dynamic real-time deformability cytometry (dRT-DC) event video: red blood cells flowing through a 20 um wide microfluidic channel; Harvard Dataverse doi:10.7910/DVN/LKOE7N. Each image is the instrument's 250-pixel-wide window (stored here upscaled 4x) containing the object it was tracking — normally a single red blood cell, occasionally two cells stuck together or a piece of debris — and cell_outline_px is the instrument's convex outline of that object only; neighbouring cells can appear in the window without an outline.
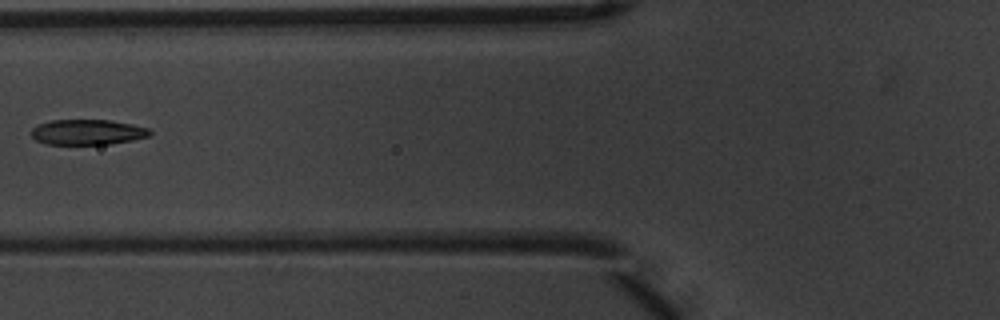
{"species": "common noctule bat (a hibernating species)", "species_latin": "Nyctalus noctula", "temperature_condition": "warm", "stored_images_in_passage": 8, "camera_frame_rate_fps": 3000, "um_per_image_px": 0.085, "animal": {"sex": "male", "body_mass_g": 20.1, "forearm_length_mm": 53.5}, "frame": {"image": 1, "passage_image": 7, "time_ms": 2.0, "image_size_px": [1000, 320], "cell_outline_px": [[152, 136], [112, 144], [44, 144], [36, 140], [28, 132], [32, 128], [40, 124], [52, 120], [112, 120], [132, 124], [148, 128], [152, 132]], "centroid_in_image_um": [7.45, 11.23], "position_along_channel_um": 118.4, "area_um2": 17.69}}
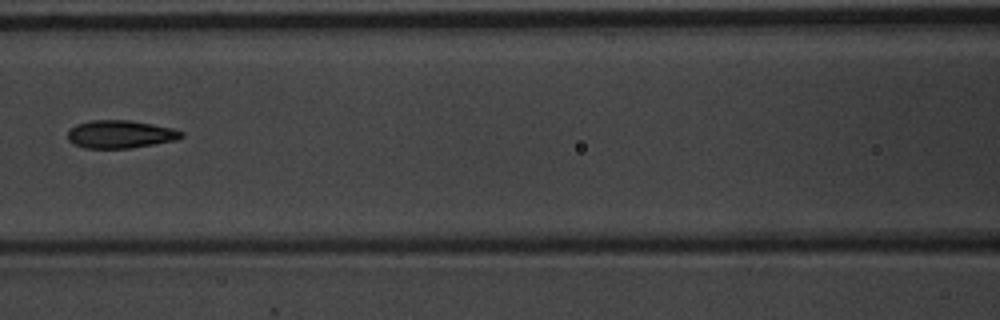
{"frame": {"image": 2, "passage_image": 8, "time_ms": 2.333, "image_size_px": [1000, 320], "cell_outline_px": [[184, 136], [176, 140], [128, 148], [84, 148], [72, 144], [68, 140], [68, 132], [76, 124], [92, 120], [128, 120], [152, 124], [172, 128], [184, 132]], "centroid_in_image_um": [10.21, 11.41], "position_along_channel_um": 156.4, "area_um2": 18.38}}